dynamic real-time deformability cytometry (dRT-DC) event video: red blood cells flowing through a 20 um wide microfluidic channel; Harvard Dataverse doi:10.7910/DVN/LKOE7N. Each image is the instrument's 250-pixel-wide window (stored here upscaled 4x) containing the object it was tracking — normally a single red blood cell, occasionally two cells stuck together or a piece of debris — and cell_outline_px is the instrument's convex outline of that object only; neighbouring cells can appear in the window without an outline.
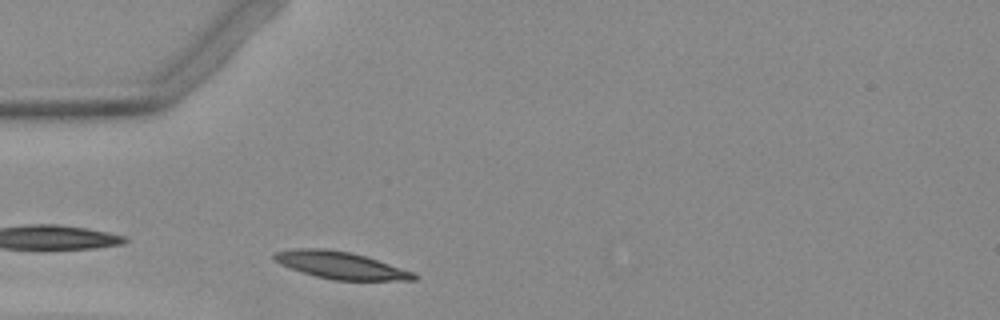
{"species": "Egyptian fruit bat (a non-hibernating species)", "species_latin": "Rousettus aegyptiacus", "temperature_condition": "warm", "stored_images_in_passage": 29, "camera_frame_rate_fps": 3000, "um_per_image_px": 0.085, "animal": {"sex": "female"}, "frame": {"image": 1, "passage_image": 3, "time_ms": 0.667, "image_size_px": [1000, 320], "cell_outline_px": [[416, 280], [332, 280], [316, 276], [280, 264], [272, 260], [272, 252], [296, 248], [324, 248], [348, 252], [364, 256], [412, 272], [416, 276]], "centroid_in_image_um": [28.85, 22.54], "position_along_channel_um": 56.1, "area_um2": 21.73}}
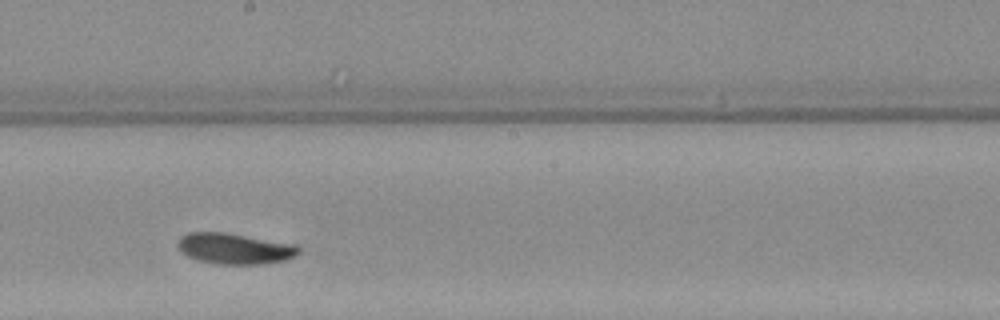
{"frame": {"image": 2, "passage_image": 17, "time_ms": 5.333, "image_size_px": [1000, 320], "cell_outline_px": [[300, 252], [296, 256], [284, 260], [264, 264], [216, 264], [196, 260], [188, 256], [180, 248], [180, 240], [188, 232], [224, 232], [296, 244], [300, 248]], "centroid_in_image_um": [20.02, 21.14], "position_along_channel_um": 228.2, "area_um2": 21.56}}
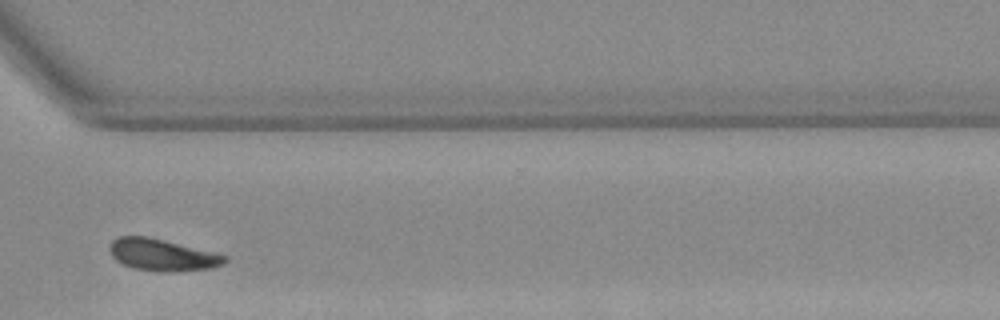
{"frame": {"image": 3, "passage_image": 27, "time_ms": 8.667, "image_size_px": [1000, 320], "cell_outline_px": [[228, 260], [224, 264], [212, 268], [176, 272], [160, 272], [132, 268], [116, 260], [112, 256], [112, 240], [120, 236], [144, 236], [220, 252], [228, 256]], "centroid_in_image_um": [13.91, 21.68], "position_along_channel_um": 356.7, "area_um2": 21.56}}